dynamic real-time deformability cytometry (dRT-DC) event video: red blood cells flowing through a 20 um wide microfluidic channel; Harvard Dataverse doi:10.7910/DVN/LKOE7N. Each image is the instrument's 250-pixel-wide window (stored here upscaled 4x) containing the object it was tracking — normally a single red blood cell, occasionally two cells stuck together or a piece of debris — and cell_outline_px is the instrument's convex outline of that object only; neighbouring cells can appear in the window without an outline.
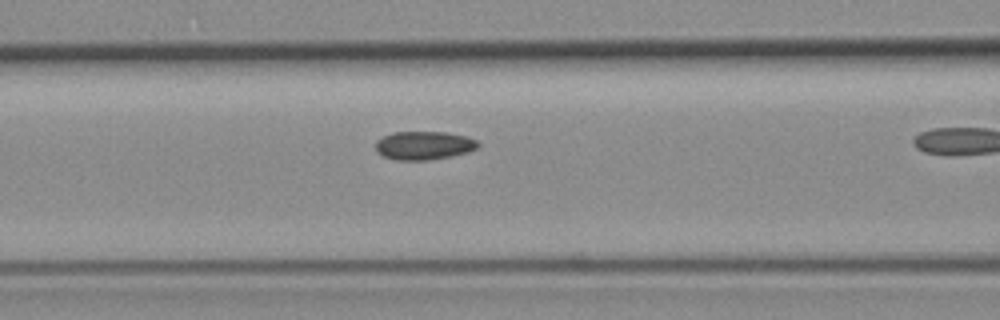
{"species": "common noctule bat (a hibernating species)", "species_latin": "Nyctalus noctula", "temperature_condition": "room temperature", "stored_images_in_passage": 16, "camera_frame_rate_fps": 3000, "um_per_image_px": 0.085, "animal": {"sex": "female", "body_mass_g": 19.3, "forearm_length_mm": 54.1}, "frame": {"image": 1, "passage_image": 12, "time_ms": 3.667, "image_size_px": [1000, 320], "cell_outline_px": [[480, 144], [476, 148], [468, 152], [452, 156], [428, 160], [396, 160], [384, 156], [376, 152], [376, 140], [392, 132], [448, 132], [464, 136], [476, 140]], "centroid_in_image_um": [36.02, 12.36], "position_along_channel_um": 130.6, "area_um2": 16.99}}